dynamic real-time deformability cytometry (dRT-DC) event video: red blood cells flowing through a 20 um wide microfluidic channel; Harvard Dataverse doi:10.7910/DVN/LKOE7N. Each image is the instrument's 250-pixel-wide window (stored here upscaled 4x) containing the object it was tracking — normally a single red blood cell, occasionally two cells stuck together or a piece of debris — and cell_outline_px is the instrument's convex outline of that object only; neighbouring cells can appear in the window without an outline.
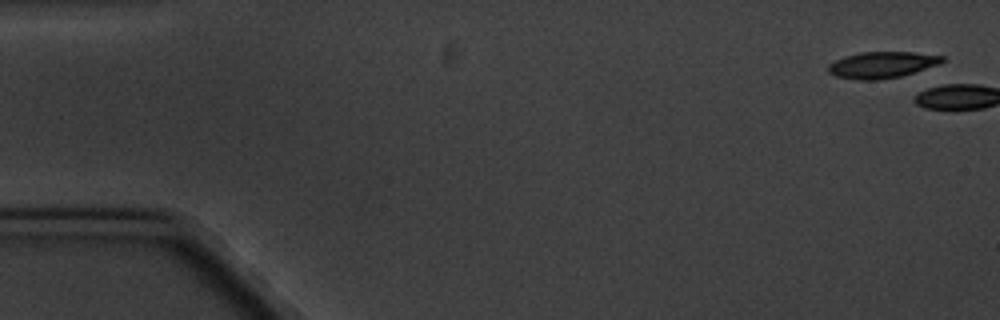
{"species": "common noctule bat (a hibernating species)", "species_latin": "Nyctalus noctula", "temperature_condition": "cold", "stored_images_in_passage": 6, "camera_frame_rate_fps": 3000, "um_per_image_px": 0.085, "animal": {"sex": "male", "body_mass_g": 20.1, "forearm_length_mm": 53.5}, "frame": {"image": 1, "passage_image": 1, "time_ms": 0.0, "image_size_px": [1000, 320], "cell_outline_px": [[944, 60], [940, 64], [900, 76], [876, 80], [860, 80], [836, 76], [828, 72], [828, 64], [844, 56], [860, 52], [912, 52], [944, 56]], "centroid_in_image_um": [74.95, 5.5], "position_along_channel_um": 10.0, "area_um2": 17.4}}
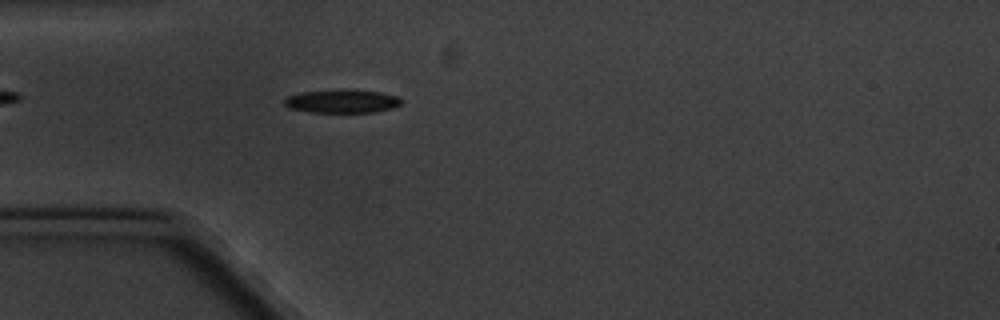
{"frame": {"image": 2, "passage_image": 6, "time_ms": 6.0, "image_size_px": [1000, 320], "cell_outline_px": [[404, 100], [400, 104], [392, 108], [376, 112], [308, 112], [288, 108], [284, 104], [284, 100], [288, 96], [300, 92], [340, 88], [380, 92], [396, 96]], "centroid_in_image_um": [29.05, 8.59], "position_along_channel_um": 56.0, "area_um2": 16.24}}